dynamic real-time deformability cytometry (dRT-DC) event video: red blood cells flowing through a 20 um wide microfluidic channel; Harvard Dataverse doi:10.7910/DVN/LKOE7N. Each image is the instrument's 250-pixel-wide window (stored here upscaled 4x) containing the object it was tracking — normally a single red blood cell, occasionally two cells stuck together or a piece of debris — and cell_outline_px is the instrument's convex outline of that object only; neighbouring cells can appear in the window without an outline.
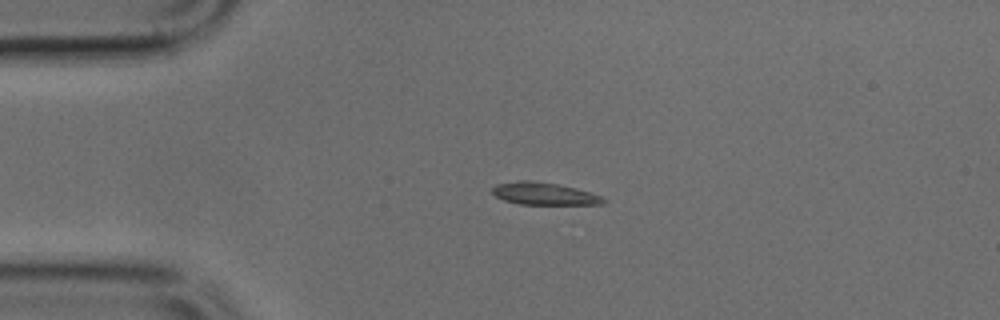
{"species": "common noctule bat (a hibernating species)", "species_latin": "Nyctalus noctula", "temperature_condition": "cold", "stored_images_in_passage": 39, "camera_frame_rate_fps": 3000, "um_per_image_px": 0.085, "animal": {"sex": "male", "body_mass_g": 17.9, "forearm_length_mm": 54.2}, "frame": {"image": 1, "passage_image": 1, "time_ms": 0.0, "image_size_px": [1000, 320], "cell_outline_px": [[608, 200], [604, 204], [520, 204], [504, 200], [496, 196], [492, 192], [492, 188], [496, 184], [520, 180], [528, 180], [556, 184], [576, 188], [600, 196]], "centroid_in_image_um": [46.24, 16.46], "position_along_channel_um": 38.8, "area_um2": 14.28}}
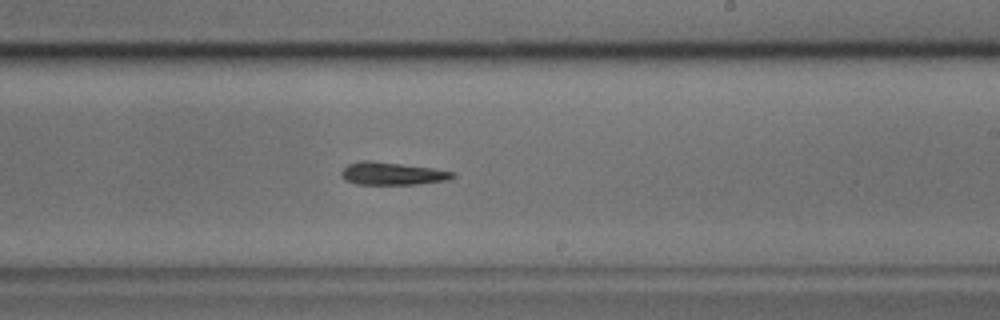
{"frame": {"image": 2, "passage_image": 19, "time_ms": 6.0, "image_size_px": [1000, 320], "cell_outline_px": [[456, 176], [448, 180], [416, 184], [356, 184], [344, 180], [340, 176], [340, 172], [348, 164], [360, 160], [368, 160], [432, 168], [456, 172]], "centroid_in_image_um": [33.31, 14.75], "position_along_channel_um": 255.7, "area_um2": 14.74}}
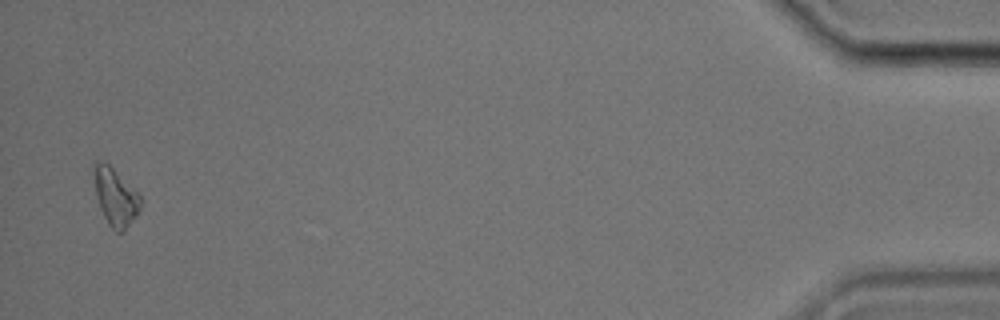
{"frame": {"image": 3, "passage_image": 38, "time_ms": 12.333, "image_size_px": [1000, 320], "cell_outline_px": [[140, 208], [124, 232], [116, 232], [108, 224], [100, 208], [96, 192], [92, 172], [92, 160], [104, 160], [140, 196]], "centroid_in_image_um": [9.75, 16.7], "position_along_channel_um": 425.5, "area_um2": 15.37}}